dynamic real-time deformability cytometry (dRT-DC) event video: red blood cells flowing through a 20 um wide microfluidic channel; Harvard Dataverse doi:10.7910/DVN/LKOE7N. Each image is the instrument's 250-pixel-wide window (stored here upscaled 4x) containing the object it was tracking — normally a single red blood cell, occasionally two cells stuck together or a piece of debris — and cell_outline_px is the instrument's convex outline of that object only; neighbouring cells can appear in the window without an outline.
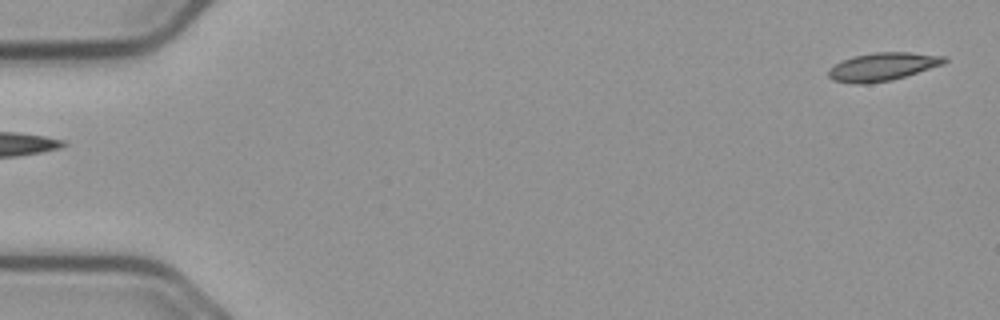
{"species": "common noctule bat (a hibernating species)", "species_latin": "Nyctalus noctula", "temperature_condition": "cold", "stored_images_in_passage": 55, "camera_frame_rate_fps": 3000, "um_per_image_px": 0.085, "animal": {"sex": "male", "body_mass_g": 23.1, "forearm_length_mm": 52.7}, "frame": {"image": 1, "passage_image": 1, "time_ms": 0.0, "image_size_px": [1000, 320], "cell_outline_px": [[948, 60], [944, 64], [892, 80], [868, 84], [856, 84], [832, 80], [828, 76], [828, 68], [852, 56], [876, 52], [908, 52], [944, 56]], "centroid_in_image_um": [75.0, 5.67], "position_along_channel_um": 10.0, "area_um2": 18.96}}
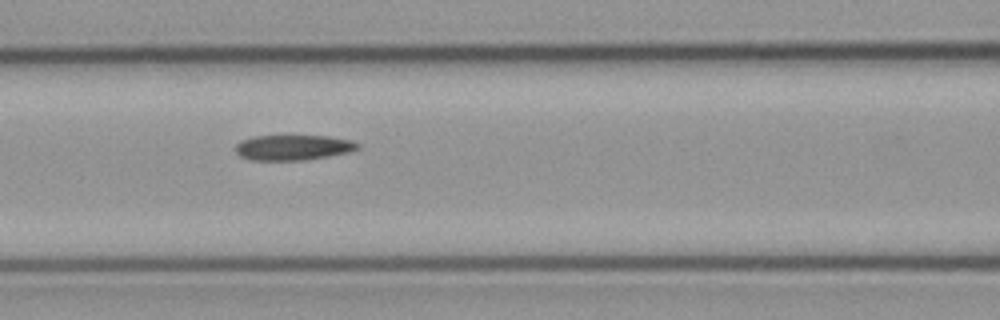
{"frame": {"image": 2, "passage_image": 23, "time_ms": 7.333, "image_size_px": [1000, 320], "cell_outline_px": [[360, 148], [348, 152], [304, 160], [252, 160], [240, 156], [236, 152], [236, 144], [240, 140], [252, 136], [328, 136], [352, 140], [360, 144]], "centroid_in_image_um": [24.9, 12.53], "position_along_channel_um": 141.7, "area_um2": 17.98}}
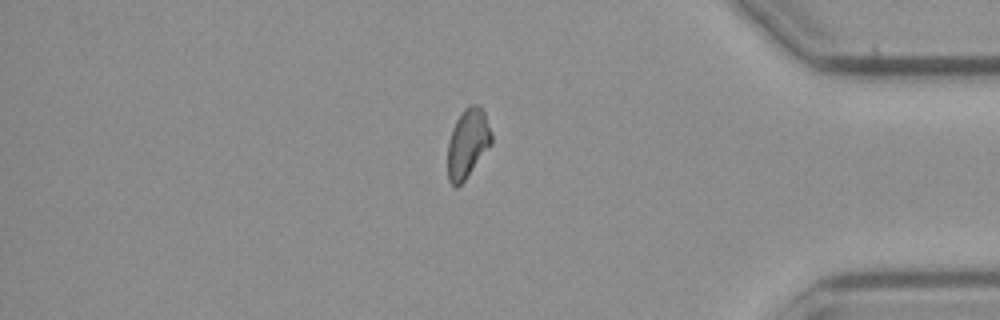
{"frame": {"image": 3, "passage_image": 46, "time_ms": 15.0, "image_size_px": [1000, 320], "cell_outline_px": [[492, 144], [464, 180], [456, 188], [448, 180], [448, 140], [452, 128], [456, 120], [464, 108], [468, 104], [480, 104], [484, 112], [492, 136]], "centroid_in_image_um": [39.75, 12.15], "position_along_channel_um": 395.5, "area_um2": 17.63}}